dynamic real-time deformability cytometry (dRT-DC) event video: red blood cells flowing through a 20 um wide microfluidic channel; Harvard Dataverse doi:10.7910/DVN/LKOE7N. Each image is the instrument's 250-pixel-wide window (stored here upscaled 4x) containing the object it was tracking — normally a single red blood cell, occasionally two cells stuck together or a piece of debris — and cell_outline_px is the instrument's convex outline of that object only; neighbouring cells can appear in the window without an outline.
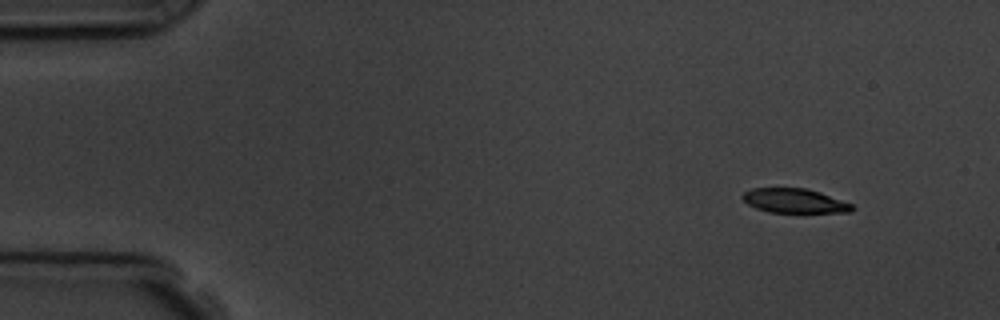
{"species": "common noctule bat (a hibernating species)", "species_latin": "Nyctalus noctula", "temperature_condition": "room temperature", "stored_images_in_passage": 5, "camera_frame_rate_fps": 3000, "um_per_image_px": 0.085, "animal": {"sex": "male", "body_mass_g": 19.5, "forearm_length_mm": 54.6}, "frame": {"image": 1, "passage_image": 1, "time_ms": 0.0, "image_size_px": [1000, 320], "cell_outline_px": [[856, 208], [852, 212], [768, 212], [756, 208], [748, 204], [740, 196], [744, 192], [752, 188], [804, 188], [820, 192], [852, 204]], "centroid_in_image_um": [67.53, 17.07], "position_along_channel_um": 17.5, "area_um2": 15.49}}